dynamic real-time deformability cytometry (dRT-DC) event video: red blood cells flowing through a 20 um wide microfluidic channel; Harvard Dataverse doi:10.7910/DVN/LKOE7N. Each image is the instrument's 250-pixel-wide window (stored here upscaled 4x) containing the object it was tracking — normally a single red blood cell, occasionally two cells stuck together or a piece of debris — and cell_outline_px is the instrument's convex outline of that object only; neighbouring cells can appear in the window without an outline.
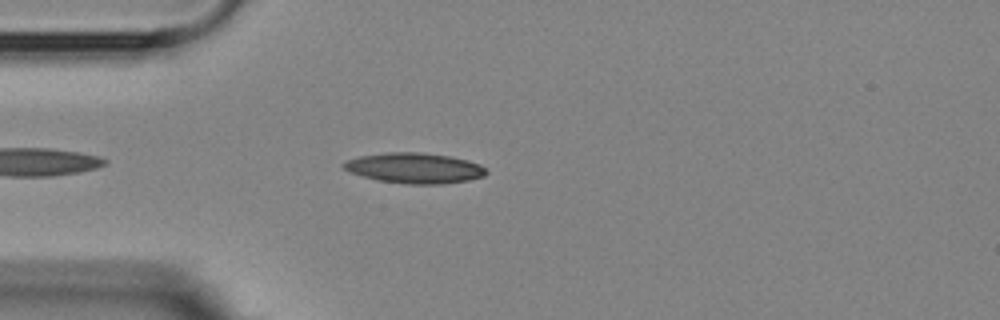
{"species": "Egyptian fruit bat (a non-hibernating species)", "species_latin": "Rousettus aegyptiacus", "temperature_condition": "room temperature", "stored_images_in_passage": 1, "camera_frame_rate_fps": 3000, "um_per_image_px": 0.085, "animal": {"sex": "female"}, "frame": {"image": 1, "passage_image": 1, "time_ms": 0.0, "image_size_px": [1000, 320], "cell_outline_px": [[488, 172], [484, 176], [468, 180], [444, 184], [408, 184], [380, 180], [364, 176], [352, 172], [344, 168], [340, 164], [344, 160], [360, 156], [384, 152], [424, 152], [448, 156], [468, 160], [480, 164]], "centroid_in_image_um": [35.24, 14.27], "position_along_channel_um": 49.8, "area_um2": 25.26}}